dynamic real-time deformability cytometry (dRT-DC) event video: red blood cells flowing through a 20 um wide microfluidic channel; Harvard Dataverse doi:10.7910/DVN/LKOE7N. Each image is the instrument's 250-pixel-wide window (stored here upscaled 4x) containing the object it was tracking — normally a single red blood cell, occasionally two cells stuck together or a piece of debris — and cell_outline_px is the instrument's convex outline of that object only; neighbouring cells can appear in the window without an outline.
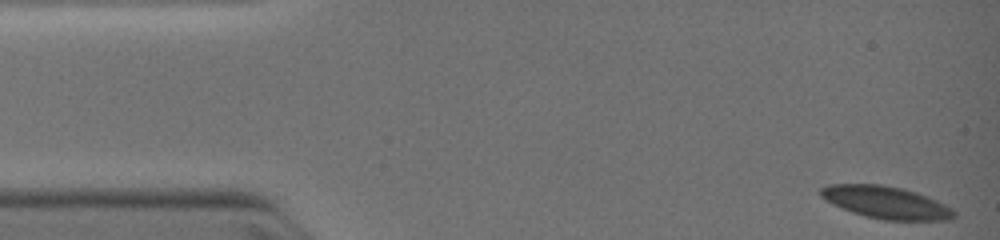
{"species": "common noctule bat (a hibernating species)", "species_latin": "Nyctalus noctula", "temperature_condition": "warm", "stored_images_in_passage": 38, "camera_frame_rate_fps": 3000, "um_per_image_px": 0.085, "animal": {"sex": "female", "body_mass_g": 19.0, "forearm_length_mm": 51.5}, "frame": {"image": 1, "passage_image": 1, "time_ms": 0.0, "image_size_px": [1000, 240], "cell_outline_px": [[956, 216], [952, 220], [884, 220], [864, 216], [852, 212], [832, 204], [824, 200], [820, 196], [820, 188], [828, 184], [880, 184], [904, 188], [928, 196], [952, 208], [956, 212]], "centroid_in_image_um": [75.31, 17.2], "position_along_channel_um": 9.7, "area_um2": 25.37}}
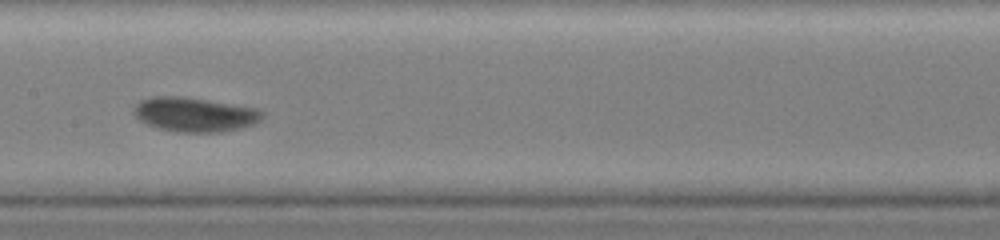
{"frame": {"image": 2, "passage_image": 19, "time_ms": 6.0, "image_size_px": [1000, 240], "cell_outline_px": [[264, 116], [256, 124], [240, 128], [220, 132], [176, 132], [160, 128], [148, 124], [140, 120], [132, 112], [136, 104], [140, 100], [156, 96], [180, 96], [256, 108], [264, 112]], "centroid_in_image_um": [16.56, 9.74], "position_along_channel_um": 190.8, "area_um2": 25.55}}
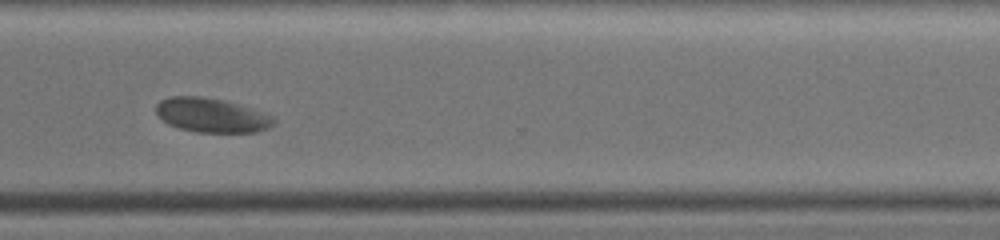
{"frame": {"image": 3, "passage_image": 37, "time_ms": 9.333, "image_size_px": [1000, 240], "cell_outline_px": [[276, 124], [268, 128], [256, 132], [196, 132], [180, 128], [168, 124], [156, 112], [156, 104], [160, 100], [172, 96], [200, 96], [224, 100], [252, 108], [264, 112], [272, 116], [276, 120]], "centroid_in_image_um": [18.02, 9.79], "position_along_channel_um": 352.6, "area_um2": 23.52}}